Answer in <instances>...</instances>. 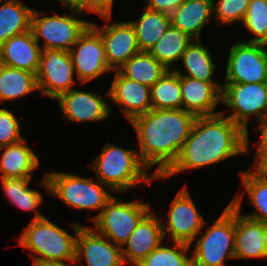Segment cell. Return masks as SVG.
<instances>
[{
  "mask_svg": "<svg viewBox=\"0 0 267 266\" xmlns=\"http://www.w3.org/2000/svg\"><path fill=\"white\" fill-rule=\"evenodd\" d=\"M144 1L146 8L170 15L185 0H144Z\"/></svg>",
  "mask_w": 267,
  "mask_h": 266,
  "instance_id": "cell-38",
  "label": "cell"
},
{
  "mask_svg": "<svg viewBox=\"0 0 267 266\" xmlns=\"http://www.w3.org/2000/svg\"><path fill=\"white\" fill-rule=\"evenodd\" d=\"M10 109L0 107V148L24 139L20 132V122Z\"/></svg>",
  "mask_w": 267,
  "mask_h": 266,
  "instance_id": "cell-36",
  "label": "cell"
},
{
  "mask_svg": "<svg viewBox=\"0 0 267 266\" xmlns=\"http://www.w3.org/2000/svg\"><path fill=\"white\" fill-rule=\"evenodd\" d=\"M156 215L150 211L121 247L125 264L136 266L164 241L162 221Z\"/></svg>",
  "mask_w": 267,
  "mask_h": 266,
  "instance_id": "cell-17",
  "label": "cell"
},
{
  "mask_svg": "<svg viewBox=\"0 0 267 266\" xmlns=\"http://www.w3.org/2000/svg\"><path fill=\"white\" fill-rule=\"evenodd\" d=\"M138 19L129 21L135 31L137 44L141 52H149L171 25L170 15L143 8Z\"/></svg>",
  "mask_w": 267,
  "mask_h": 266,
  "instance_id": "cell-26",
  "label": "cell"
},
{
  "mask_svg": "<svg viewBox=\"0 0 267 266\" xmlns=\"http://www.w3.org/2000/svg\"><path fill=\"white\" fill-rule=\"evenodd\" d=\"M238 155H246V132L239 125L221 113L196 117L177 159L160 178L215 165Z\"/></svg>",
  "mask_w": 267,
  "mask_h": 266,
  "instance_id": "cell-1",
  "label": "cell"
},
{
  "mask_svg": "<svg viewBox=\"0 0 267 266\" xmlns=\"http://www.w3.org/2000/svg\"><path fill=\"white\" fill-rule=\"evenodd\" d=\"M235 259L266 258L263 223L251 220L235 209Z\"/></svg>",
  "mask_w": 267,
  "mask_h": 266,
  "instance_id": "cell-22",
  "label": "cell"
},
{
  "mask_svg": "<svg viewBox=\"0 0 267 266\" xmlns=\"http://www.w3.org/2000/svg\"><path fill=\"white\" fill-rule=\"evenodd\" d=\"M65 7L68 9V14L65 13L64 15L54 11L53 14L55 15L46 16L39 9L33 10L31 30L41 49L53 48L61 51H70L78 41V38L91 25V21L78 18L83 14L78 13L70 6ZM41 39L44 40V46L40 44Z\"/></svg>",
  "mask_w": 267,
  "mask_h": 266,
  "instance_id": "cell-6",
  "label": "cell"
},
{
  "mask_svg": "<svg viewBox=\"0 0 267 266\" xmlns=\"http://www.w3.org/2000/svg\"><path fill=\"white\" fill-rule=\"evenodd\" d=\"M86 266H124L121 247L96 232L90 225L81 226L76 236L75 263Z\"/></svg>",
  "mask_w": 267,
  "mask_h": 266,
  "instance_id": "cell-16",
  "label": "cell"
},
{
  "mask_svg": "<svg viewBox=\"0 0 267 266\" xmlns=\"http://www.w3.org/2000/svg\"><path fill=\"white\" fill-rule=\"evenodd\" d=\"M225 70V83L267 82V47L236 41L229 49Z\"/></svg>",
  "mask_w": 267,
  "mask_h": 266,
  "instance_id": "cell-10",
  "label": "cell"
},
{
  "mask_svg": "<svg viewBox=\"0 0 267 266\" xmlns=\"http://www.w3.org/2000/svg\"><path fill=\"white\" fill-rule=\"evenodd\" d=\"M251 0H219L212 2L213 17L220 25L243 22Z\"/></svg>",
  "mask_w": 267,
  "mask_h": 266,
  "instance_id": "cell-35",
  "label": "cell"
},
{
  "mask_svg": "<svg viewBox=\"0 0 267 266\" xmlns=\"http://www.w3.org/2000/svg\"><path fill=\"white\" fill-rule=\"evenodd\" d=\"M106 98L109 99V91L104 97L97 92L72 88L56 100L63 116L69 121L78 123L101 122L108 119L112 110Z\"/></svg>",
  "mask_w": 267,
  "mask_h": 266,
  "instance_id": "cell-15",
  "label": "cell"
},
{
  "mask_svg": "<svg viewBox=\"0 0 267 266\" xmlns=\"http://www.w3.org/2000/svg\"><path fill=\"white\" fill-rule=\"evenodd\" d=\"M3 193L8 200L21 210L35 212L32 220H39L45 215L39 211L43 203L41 192L30 188L31 178H1Z\"/></svg>",
  "mask_w": 267,
  "mask_h": 266,
  "instance_id": "cell-27",
  "label": "cell"
},
{
  "mask_svg": "<svg viewBox=\"0 0 267 266\" xmlns=\"http://www.w3.org/2000/svg\"><path fill=\"white\" fill-rule=\"evenodd\" d=\"M41 186L72 209L101 210L114 196L108 186L99 180L80 177L72 173L48 171L43 175ZM108 188V190L105 189Z\"/></svg>",
  "mask_w": 267,
  "mask_h": 266,
  "instance_id": "cell-5",
  "label": "cell"
},
{
  "mask_svg": "<svg viewBox=\"0 0 267 266\" xmlns=\"http://www.w3.org/2000/svg\"><path fill=\"white\" fill-rule=\"evenodd\" d=\"M196 119L184 109H151L130 121L137 134L141 161L160 177L177 159Z\"/></svg>",
  "mask_w": 267,
  "mask_h": 266,
  "instance_id": "cell-2",
  "label": "cell"
},
{
  "mask_svg": "<svg viewBox=\"0 0 267 266\" xmlns=\"http://www.w3.org/2000/svg\"><path fill=\"white\" fill-rule=\"evenodd\" d=\"M90 167L96 174V180L108 186L114 193H125L136 188L139 183L149 184L161 180L141 161L139 154L133 149L121 148L107 142Z\"/></svg>",
  "mask_w": 267,
  "mask_h": 266,
  "instance_id": "cell-3",
  "label": "cell"
},
{
  "mask_svg": "<svg viewBox=\"0 0 267 266\" xmlns=\"http://www.w3.org/2000/svg\"><path fill=\"white\" fill-rule=\"evenodd\" d=\"M242 23L253 36L242 41L263 44L267 40V0H251Z\"/></svg>",
  "mask_w": 267,
  "mask_h": 266,
  "instance_id": "cell-34",
  "label": "cell"
},
{
  "mask_svg": "<svg viewBox=\"0 0 267 266\" xmlns=\"http://www.w3.org/2000/svg\"><path fill=\"white\" fill-rule=\"evenodd\" d=\"M105 24L96 25L91 21V27L101 36L103 41L105 57L111 70H118L133 55L140 51L134 28L129 21H113L112 16L102 17Z\"/></svg>",
  "mask_w": 267,
  "mask_h": 266,
  "instance_id": "cell-14",
  "label": "cell"
},
{
  "mask_svg": "<svg viewBox=\"0 0 267 266\" xmlns=\"http://www.w3.org/2000/svg\"><path fill=\"white\" fill-rule=\"evenodd\" d=\"M41 47L32 30L12 36L0 45V64L32 72L39 68Z\"/></svg>",
  "mask_w": 267,
  "mask_h": 266,
  "instance_id": "cell-20",
  "label": "cell"
},
{
  "mask_svg": "<svg viewBox=\"0 0 267 266\" xmlns=\"http://www.w3.org/2000/svg\"><path fill=\"white\" fill-rule=\"evenodd\" d=\"M1 178H32L39 167V156L27 145V139L0 148Z\"/></svg>",
  "mask_w": 267,
  "mask_h": 266,
  "instance_id": "cell-21",
  "label": "cell"
},
{
  "mask_svg": "<svg viewBox=\"0 0 267 266\" xmlns=\"http://www.w3.org/2000/svg\"><path fill=\"white\" fill-rule=\"evenodd\" d=\"M221 101L233 112L226 115L227 111L222 110L220 113L246 132V155L250 154L248 121L253 116L259 121L267 114V82L224 83Z\"/></svg>",
  "mask_w": 267,
  "mask_h": 266,
  "instance_id": "cell-8",
  "label": "cell"
},
{
  "mask_svg": "<svg viewBox=\"0 0 267 266\" xmlns=\"http://www.w3.org/2000/svg\"><path fill=\"white\" fill-rule=\"evenodd\" d=\"M33 10L20 0L0 3V45L12 36L31 30Z\"/></svg>",
  "mask_w": 267,
  "mask_h": 266,
  "instance_id": "cell-29",
  "label": "cell"
},
{
  "mask_svg": "<svg viewBox=\"0 0 267 266\" xmlns=\"http://www.w3.org/2000/svg\"><path fill=\"white\" fill-rule=\"evenodd\" d=\"M71 226L75 235L53 223L46 216L32 220L18 238V246L29 249L32 258L75 263L76 236L81 224L73 222Z\"/></svg>",
  "mask_w": 267,
  "mask_h": 266,
  "instance_id": "cell-4",
  "label": "cell"
},
{
  "mask_svg": "<svg viewBox=\"0 0 267 266\" xmlns=\"http://www.w3.org/2000/svg\"><path fill=\"white\" fill-rule=\"evenodd\" d=\"M118 71L127 79L152 87L167 71L149 52L133 55Z\"/></svg>",
  "mask_w": 267,
  "mask_h": 266,
  "instance_id": "cell-31",
  "label": "cell"
},
{
  "mask_svg": "<svg viewBox=\"0 0 267 266\" xmlns=\"http://www.w3.org/2000/svg\"><path fill=\"white\" fill-rule=\"evenodd\" d=\"M234 237L235 208L229 203L196 241L192 266H226V259H235Z\"/></svg>",
  "mask_w": 267,
  "mask_h": 266,
  "instance_id": "cell-7",
  "label": "cell"
},
{
  "mask_svg": "<svg viewBox=\"0 0 267 266\" xmlns=\"http://www.w3.org/2000/svg\"><path fill=\"white\" fill-rule=\"evenodd\" d=\"M74 66L69 51L42 49L36 73L38 92L56 100L79 83L74 79ZM77 82V83H76Z\"/></svg>",
  "mask_w": 267,
  "mask_h": 266,
  "instance_id": "cell-11",
  "label": "cell"
},
{
  "mask_svg": "<svg viewBox=\"0 0 267 266\" xmlns=\"http://www.w3.org/2000/svg\"><path fill=\"white\" fill-rule=\"evenodd\" d=\"M251 168L259 176L267 179V152H265L253 165H251Z\"/></svg>",
  "mask_w": 267,
  "mask_h": 266,
  "instance_id": "cell-40",
  "label": "cell"
},
{
  "mask_svg": "<svg viewBox=\"0 0 267 266\" xmlns=\"http://www.w3.org/2000/svg\"><path fill=\"white\" fill-rule=\"evenodd\" d=\"M263 242L265 248V255L267 258V222L263 223Z\"/></svg>",
  "mask_w": 267,
  "mask_h": 266,
  "instance_id": "cell-42",
  "label": "cell"
},
{
  "mask_svg": "<svg viewBox=\"0 0 267 266\" xmlns=\"http://www.w3.org/2000/svg\"><path fill=\"white\" fill-rule=\"evenodd\" d=\"M193 40L187 33L170 25L149 53L167 70H173L172 64L180 61L182 54Z\"/></svg>",
  "mask_w": 267,
  "mask_h": 266,
  "instance_id": "cell-30",
  "label": "cell"
},
{
  "mask_svg": "<svg viewBox=\"0 0 267 266\" xmlns=\"http://www.w3.org/2000/svg\"><path fill=\"white\" fill-rule=\"evenodd\" d=\"M213 0H185L170 14L171 25L193 39H201L206 23L213 17Z\"/></svg>",
  "mask_w": 267,
  "mask_h": 266,
  "instance_id": "cell-23",
  "label": "cell"
},
{
  "mask_svg": "<svg viewBox=\"0 0 267 266\" xmlns=\"http://www.w3.org/2000/svg\"><path fill=\"white\" fill-rule=\"evenodd\" d=\"M35 90L38 92L34 73L0 64V103L23 98Z\"/></svg>",
  "mask_w": 267,
  "mask_h": 266,
  "instance_id": "cell-28",
  "label": "cell"
},
{
  "mask_svg": "<svg viewBox=\"0 0 267 266\" xmlns=\"http://www.w3.org/2000/svg\"><path fill=\"white\" fill-rule=\"evenodd\" d=\"M60 1L61 4L65 5V6H70L74 0H57Z\"/></svg>",
  "mask_w": 267,
  "mask_h": 266,
  "instance_id": "cell-43",
  "label": "cell"
},
{
  "mask_svg": "<svg viewBox=\"0 0 267 266\" xmlns=\"http://www.w3.org/2000/svg\"><path fill=\"white\" fill-rule=\"evenodd\" d=\"M174 247L162 243L136 266H192L189 244L173 242Z\"/></svg>",
  "mask_w": 267,
  "mask_h": 266,
  "instance_id": "cell-33",
  "label": "cell"
},
{
  "mask_svg": "<svg viewBox=\"0 0 267 266\" xmlns=\"http://www.w3.org/2000/svg\"><path fill=\"white\" fill-rule=\"evenodd\" d=\"M114 0H74L70 5L78 13L84 12L95 13L97 16H112Z\"/></svg>",
  "mask_w": 267,
  "mask_h": 266,
  "instance_id": "cell-37",
  "label": "cell"
},
{
  "mask_svg": "<svg viewBox=\"0 0 267 266\" xmlns=\"http://www.w3.org/2000/svg\"><path fill=\"white\" fill-rule=\"evenodd\" d=\"M150 211V204L140 202V199L125 202L113 196L101 212L90 219L95 226L91 227L115 245L122 247Z\"/></svg>",
  "mask_w": 267,
  "mask_h": 266,
  "instance_id": "cell-9",
  "label": "cell"
},
{
  "mask_svg": "<svg viewBox=\"0 0 267 266\" xmlns=\"http://www.w3.org/2000/svg\"><path fill=\"white\" fill-rule=\"evenodd\" d=\"M257 130L261 131L260 138L256 143L257 150L252 165L267 152V114L258 121Z\"/></svg>",
  "mask_w": 267,
  "mask_h": 266,
  "instance_id": "cell-39",
  "label": "cell"
},
{
  "mask_svg": "<svg viewBox=\"0 0 267 266\" xmlns=\"http://www.w3.org/2000/svg\"><path fill=\"white\" fill-rule=\"evenodd\" d=\"M240 177L245 189L236 194L230 204L240 211L242 199L247 194L256 210L250 214H240L254 221L267 222V179L251 169L240 172Z\"/></svg>",
  "mask_w": 267,
  "mask_h": 266,
  "instance_id": "cell-24",
  "label": "cell"
},
{
  "mask_svg": "<svg viewBox=\"0 0 267 266\" xmlns=\"http://www.w3.org/2000/svg\"><path fill=\"white\" fill-rule=\"evenodd\" d=\"M32 266H76L75 263H59L32 258Z\"/></svg>",
  "mask_w": 267,
  "mask_h": 266,
  "instance_id": "cell-41",
  "label": "cell"
},
{
  "mask_svg": "<svg viewBox=\"0 0 267 266\" xmlns=\"http://www.w3.org/2000/svg\"><path fill=\"white\" fill-rule=\"evenodd\" d=\"M180 61L187 73L183 74L180 67L177 69L174 66L173 70L178 75L206 82H217L213 80L216 64L202 39H194L182 54Z\"/></svg>",
  "mask_w": 267,
  "mask_h": 266,
  "instance_id": "cell-25",
  "label": "cell"
},
{
  "mask_svg": "<svg viewBox=\"0 0 267 266\" xmlns=\"http://www.w3.org/2000/svg\"><path fill=\"white\" fill-rule=\"evenodd\" d=\"M218 82H206L180 76L182 109L196 117L214 116L221 102L222 85Z\"/></svg>",
  "mask_w": 267,
  "mask_h": 266,
  "instance_id": "cell-19",
  "label": "cell"
},
{
  "mask_svg": "<svg viewBox=\"0 0 267 266\" xmlns=\"http://www.w3.org/2000/svg\"><path fill=\"white\" fill-rule=\"evenodd\" d=\"M153 109H181L180 75L174 70L166 73L150 88Z\"/></svg>",
  "mask_w": 267,
  "mask_h": 266,
  "instance_id": "cell-32",
  "label": "cell"
},
{
  "mask_svg": "<svg viewBox=\"0 0 267 266\" xmlns=\"http://www.w3.org/2000/svg\"><path fill=\"white\" fill-rule=\"evenodd\" d=\"M169 207L167 220L164 225L162 222L164 239L170 233L172 243L193 244L206 221L199 213L186 185L181 187Z\"/></svg>",
  "mask_w": 267,
  "mask_h": 266,
  "instance_id": "cell-12",
  "label": "cell"
},
{
  "mask_svg": "<svg viewBox=\"0 0 267 266\" xmlns=\"http://www.w3.org/2000/svg\"><path fill=\"white\" fill-rule=\"evenodd\" d=\"M113 82L108 88L109 99L121 107L122 114L130 122L152 109L150 87L124 77L114 70Z\"/></svg>",
  "mask_w": 267,
  "mask_h": 266,
  "instance_id": "cell-18",
  "label": "cell"
},
{
  "mask_svg": "<svg viewBox=\"0 0 267 266\" xmlns=\"http://www.w3.org/2000/svg\"><path fill=\"white\" fill-rule=\"evenodd\" d=\"M69 53L80 85L113 72L108 66L101 36L91 26L78 38Z\"/></svg>",
  "mask_w": 267,
  "mask_h": 266,
  "instance_id": "cell-13",
  "label": "cell"
}]
</instances>
